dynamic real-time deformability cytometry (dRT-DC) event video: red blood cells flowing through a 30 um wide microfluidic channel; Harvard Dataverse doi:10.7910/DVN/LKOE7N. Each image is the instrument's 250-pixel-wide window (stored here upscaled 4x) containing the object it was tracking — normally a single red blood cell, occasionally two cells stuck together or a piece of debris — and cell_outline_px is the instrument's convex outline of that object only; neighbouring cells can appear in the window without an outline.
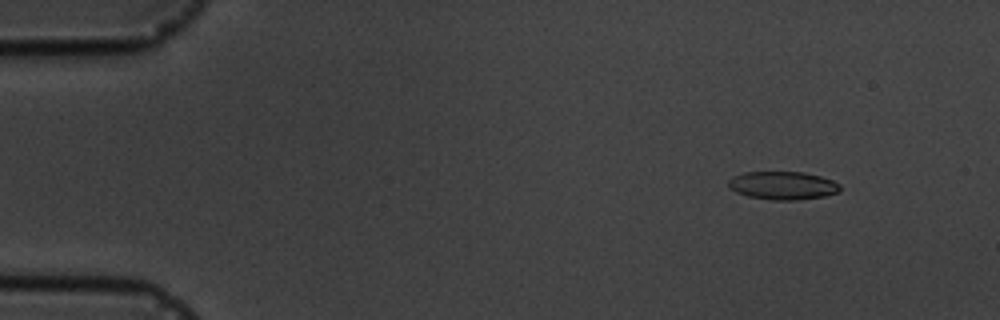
{"species": "common noctule bat (a hibernating species)", "species_latin": "Nyctalus noctula", "temperature_condition": "cold", "stored_images_in_passage": 16, "segment_of_instrument_passage": [1, 2], "camera_frame_rate_fps": 3000, "um_per_image_px": 0.085, "animal": {"sex": "male", "body_mass_g": 19.5, "forearm_length_mm": 54.6}, "frame": {"image": 1, "passage_image": 2, "time_ms": 1.0, "image_size_px": [1000, 320], "cell_outline_px": [[840, 192], [824, 196], [796, 200], [772, 200], [748, 196], [736, 192], [728, 188], [728, 180], [732, 176], [744, 172], [804, 172], [820, 176], [832, 180], [840, 184]], "centroid_in_image_um": [66.52, 15.76], "position_along_channel_um": 18.5, "area_um2": 18.44}}
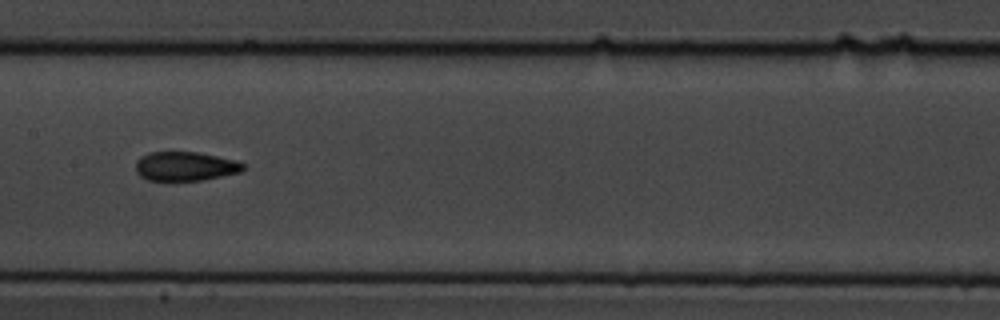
{"frame": {"image": 2, "passage_image": 8, "time_ms": 8.333, "image_size_px": [1000, 320], "cell_outline_px": [[244, 168], [240, 172], [204, 180], [168, 184], [148, 180], [140, 176], [136, 172], [136, 160], [140, 156], [148, 152], [196, 152], [236, 160], [244, 164]], "centroid_in_image_um": [15.68, 14.18], "position_along_channel_um": 191.7, "area_um2": 19.02}}
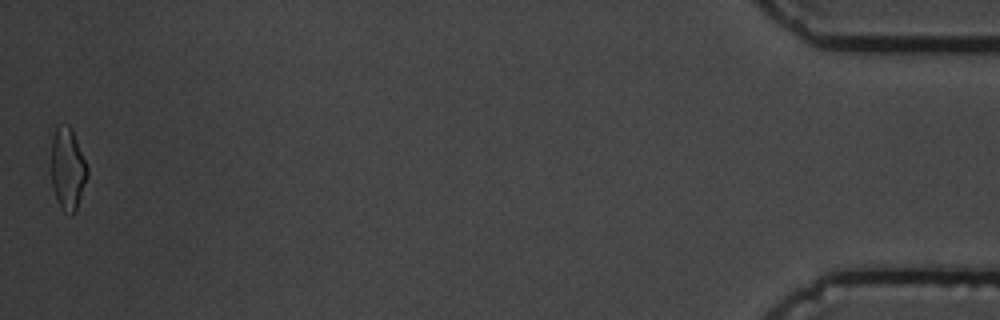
{"frame": {"image": 3, "passage_image": 15, "time_ms": 17.333, "image_size_px": [1000, 320], "cell_outline_px": [[88, 176], [76, 208], [72, 216], [64, 212], [56, 200], [52, 188], [48, 128], [56, 124], [68, 124], [72, 128], [88, 168]], "centroid_in_image_um": [5.66, 14.21], "position_along_channel_um": 429.5, "area_um2": 18.44}}